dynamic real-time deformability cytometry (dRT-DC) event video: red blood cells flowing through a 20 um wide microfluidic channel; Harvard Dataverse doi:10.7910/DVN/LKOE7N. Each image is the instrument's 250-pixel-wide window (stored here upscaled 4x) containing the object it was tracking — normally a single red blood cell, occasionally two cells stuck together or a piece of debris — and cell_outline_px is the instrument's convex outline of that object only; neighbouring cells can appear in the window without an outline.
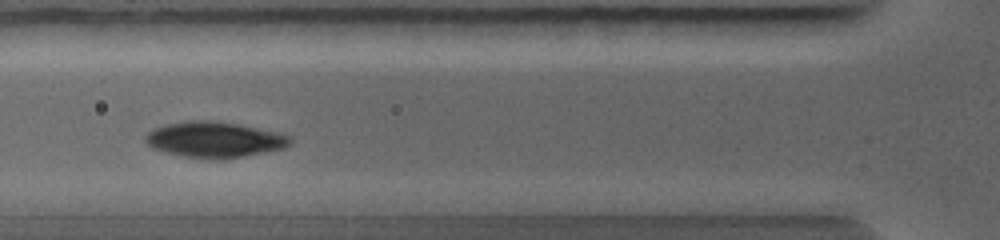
{"species": "common noctule bat (a hibernating species)", "species_latin": "Nyctalus noctula", "temperature_condition": "warm", "stored_images_in_passage": 5, "camera_frame_rate_fps": 5000, "um_per_image_px": 0.085, "animal": {"sex": "female", "body_mass_g": 19.0, "forearm_length_mm": 56.7}, "frame": {"image": 1, "passage_image": 2, "time_ms": 0.6, "image_size_px": [1000, 240], "cell_outline_px": [[292, 144], [284, 148], [224, 160], [212, 160], [184, 156], [164, 152], [152, 148], [144, 140], [144, 136], [152, 128], [168, 124], [192, 120], [208, 120], [240, 124], [276, 132], [288, 136], [292, 140]], "centroid_in_image_um": [18.2, 11.88], "position_along_channel_um": 107.6, "area_um2": 30.29}}
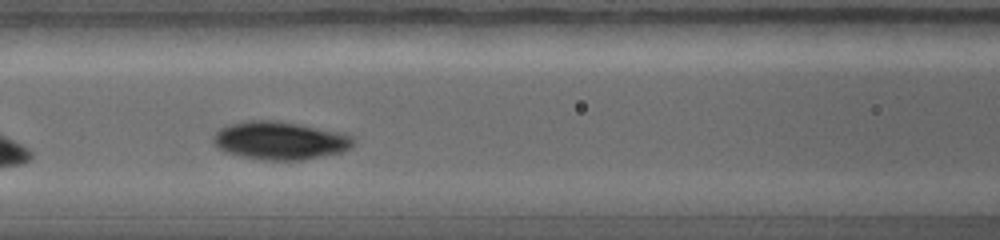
{"frame": {"image": 2, "passage_image": 3, "time_ms": 1.2, "image_size_px": [1000, 240], "cell_outline_px": [[356, 144], [352, 148], [344, 152], [304, 160], [264, 160], [240, 156], [224, 152], [216, 148], [212, 140], [212, 136], [220, 128], [244, 120], [280, 120], [344, 132], [352, 136], [356, 140]], "centroid_in_image_um": [23.85, 11.94], "position_along_channel_um": 142.8, "area_um2": 31.91}}
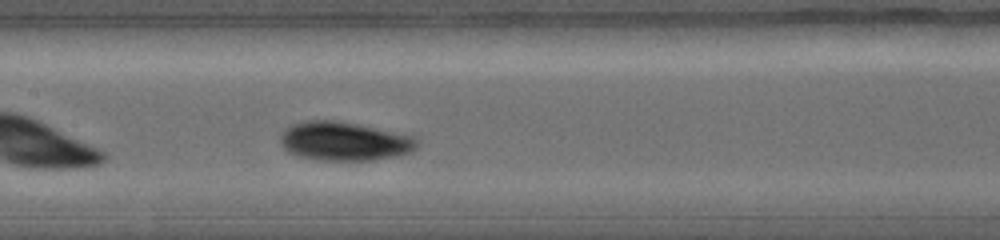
{"frame": {"image": 3, "passage_image": 4, "time_ms": 1.8, "image_size_px": [1000, 240], "cell_outline_px": [[420, 140], [416, 148], [412, 152], [396, 156], [372, 160], [320, 160], [296, 156], [288, 152], [280, 144], [280, 136], [292, 124], [308, 120], [332, 120], [412, 136]], "centroid_in_image_um": [29.24, 12.03], "position_along_channel_um": 178.2, "area_um2": 30.52}}